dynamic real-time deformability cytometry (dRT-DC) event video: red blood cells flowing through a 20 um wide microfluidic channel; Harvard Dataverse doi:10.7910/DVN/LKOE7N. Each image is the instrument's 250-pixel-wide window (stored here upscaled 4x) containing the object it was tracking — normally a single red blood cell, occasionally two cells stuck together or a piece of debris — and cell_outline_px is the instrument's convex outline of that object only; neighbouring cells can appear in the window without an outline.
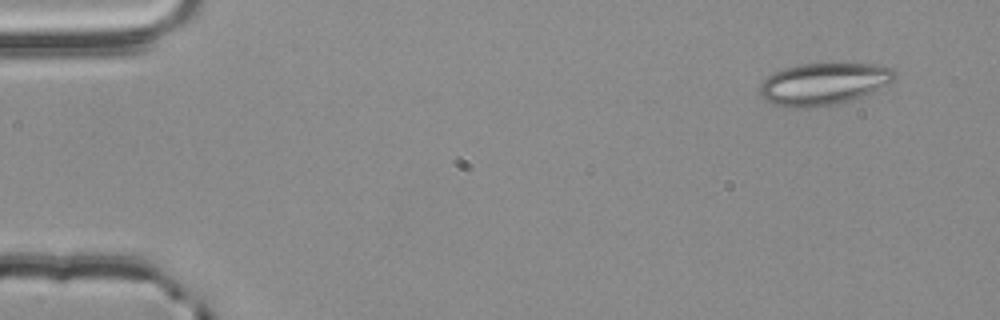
{"species": "common noctule bat (a hibernating species)", "species_latin": "Nyctalus noctula", "temperature_condition": "room temperature", "stored_images_in_passage": 51, "camera_frame_rate_fps": 3000, "um_per_image_px": 0.085, "animal": {"sex": "male", "body_mass_g": 20.4}, "frame": {"image": 1, "passage_image": 1, "time_ms": 0.0, "image_size_px": [1000, 320], "cell_outline_px": [[896, 76], [888, 84], [872, 92], [852, 100], [836, 104], [796, 108], [772, 104], [764, 100], [760, 96], [760, 84], [772, 72], [784, 68], [800, 64], [876, 64], [888, 68], [896, 72]], "centroid_in_image_um": [69.97, 7.13], "position_along_channel_um": 15.0, "area_um2": 32.83}}
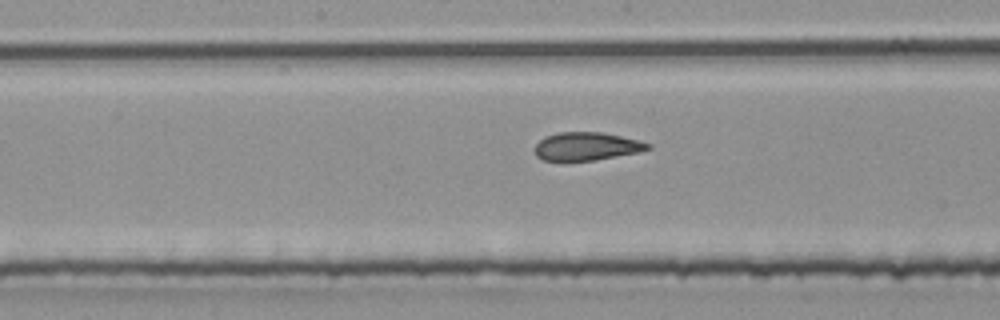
{"frame": {"image": 2, "passage_image": 25, "time_ms": 8.0, "image_size_px": [1000, 320], "cell_outline_px": [[652, 148], [640, 152], [596, 160], [544, 160], [536, 156], [536, 144], [544, 136], [556, 132], [604, 132], [640, 140], [652, 144]], "centroid_in_image_um": [49.91, 12.42], "position_along_channel_um": 198.3, "area_um2": 18.67}}
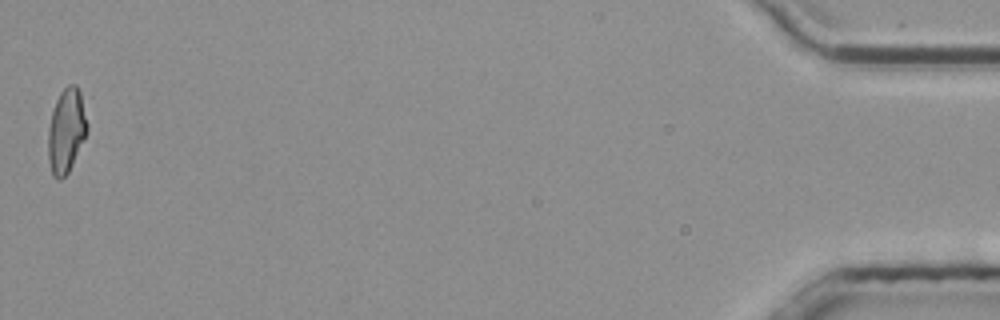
{"frame": {"image": 3, "passage_image": 51, "time_ms": 16.667, "image_size_px": [1000, 320], "cell_outline_px": [[88, 128], [84, 140], [68, 172], [60, 180], [56, 180], [52, 176], [48, 156], [48, 128], [52, 108], [60, 92], [68, 84], [76, 84], [80, 92], [88, 124]], "centroid_in_image_um": [5.62, 11.1], "position_along_channel_um": 429.6, "area_um2": 19.31}, "authors_computed_cell_mechanics": {"area_um2": 19.5364, "velocity_mm_per_s": 3.8335, "shape_relaxation_time_tau1_ms": null, "shape_relaxation_time_tau2_ms": 1.5415, "deformation_change_tau1": null, "deformation_change_tau2": 0.0902}}